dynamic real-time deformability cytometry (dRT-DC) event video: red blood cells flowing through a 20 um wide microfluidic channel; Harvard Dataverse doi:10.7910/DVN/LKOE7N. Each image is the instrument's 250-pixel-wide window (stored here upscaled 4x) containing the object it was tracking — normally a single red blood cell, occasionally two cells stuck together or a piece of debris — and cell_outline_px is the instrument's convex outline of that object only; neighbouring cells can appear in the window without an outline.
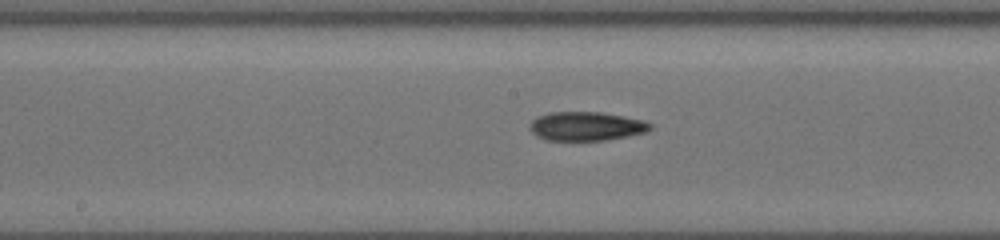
{"species": "common noctule bat (a hibernating species)", "species_latin": "Nyctalus noctula", "temperature_condition": "cold", "stored_images_in_passage": 19, "segment_of_instrument_passage": [2, 2], "camera_frame_rate_fps": 3000, "um_per_image_px": 0.085, "animal": {"sex": "female", "body_mass_g": 19.5, "forearm_length_mm": 54.1}, "frame": {"image": 1, "passage_image": 19, "time_ms": 8.333, "image_size_px": [1000, 240], "cell_outline_px": [[652, 128], [644, 132], [628, 136], [608, 140], [544, 140], [536, 136], [532, 132], [532, 120], [536, 116], [548, 112], [600, 112], [640, 120], [652, 124]], "centroid_in_image_um": [49.79, 10.73], "position_along_channel_um": 198.4, "area_um2": 20.06}}